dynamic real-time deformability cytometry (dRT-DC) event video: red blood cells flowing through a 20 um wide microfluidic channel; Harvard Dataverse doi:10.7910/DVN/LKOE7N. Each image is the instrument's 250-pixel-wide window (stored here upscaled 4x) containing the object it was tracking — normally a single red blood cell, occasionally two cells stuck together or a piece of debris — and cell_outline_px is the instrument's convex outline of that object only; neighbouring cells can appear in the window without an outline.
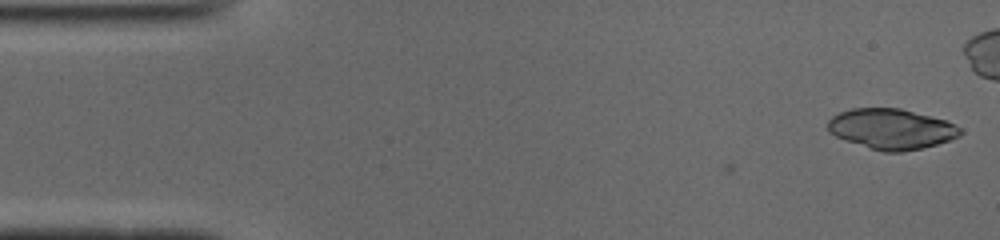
{"species": "common noctule bat (a hibernating species)", "species_latin": "Nyctalus noctula", "temperature_condition": "cold", "stored_images_in_passage": 12, "camera_frame_rate_fps": 3000, "um_per_image_px": 0.085, "animal": {"sex": "male", "body_mass_g": 19.0, "forearm_length_mm": 50.8}, "frame": {"image": 1, "passage_image": 1, "time_ms": 0.0, "image_size_px": [1000, 240], "cell_outline_px": [[964, 132], [960, 136], [936, 144], [920, 148], [900, 152], [884, 152], [844, 140], [828, 132], [828, 120], [832, 116], [840, 112], [852, 108], [900, 108], [948, 120], [956, 124]], "centroid_in_image_um": [75.78, 10.95], "position_along_channel_um": 9.2, "area_um2": 31.21}}